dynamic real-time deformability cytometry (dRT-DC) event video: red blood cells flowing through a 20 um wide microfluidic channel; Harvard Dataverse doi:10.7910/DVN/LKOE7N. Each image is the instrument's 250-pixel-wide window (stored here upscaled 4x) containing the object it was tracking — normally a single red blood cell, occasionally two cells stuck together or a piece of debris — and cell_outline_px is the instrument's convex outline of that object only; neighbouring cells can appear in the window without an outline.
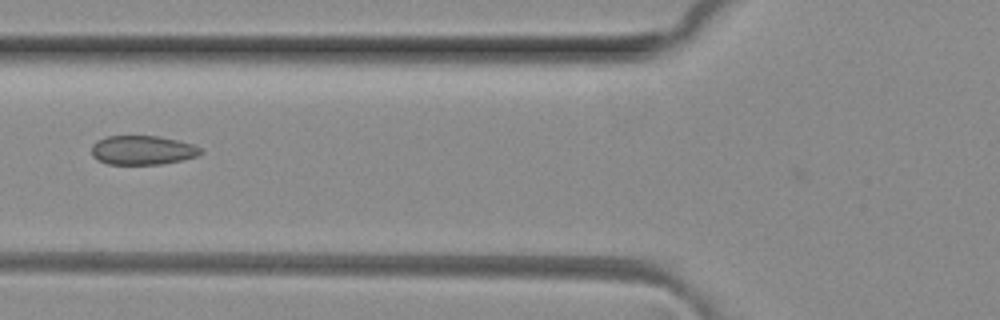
{"species": "common noctule bat (a hibernating species)", "species_latin": "Nyctalus noctula", "temperature_condition": "room temperature", "stored_images_in_passage": 3, "camera_frame_rate_fps": 3000, "um_per_image_px": 0.085, "animal": {"sex": "female", "body_mass_g": 29.2, "forearm_length_mm": 56.3}, "frame": {"image": 1, "passage_image": 3, "time_ms": 0.667, "image_size_px": [1000, 320], "cell_outline_px": [[204, 152], [196, 156], [164, 164], [108, 164], [96, 160], [92, 156], [92, 144], [96, 140], [108, 136], [160, 136], [192, 144], [200, 148]], "centroid_in_image_um": [12.08, 12.76], "position_along_channel_um": 113.7, "area_um2": 18.55}}